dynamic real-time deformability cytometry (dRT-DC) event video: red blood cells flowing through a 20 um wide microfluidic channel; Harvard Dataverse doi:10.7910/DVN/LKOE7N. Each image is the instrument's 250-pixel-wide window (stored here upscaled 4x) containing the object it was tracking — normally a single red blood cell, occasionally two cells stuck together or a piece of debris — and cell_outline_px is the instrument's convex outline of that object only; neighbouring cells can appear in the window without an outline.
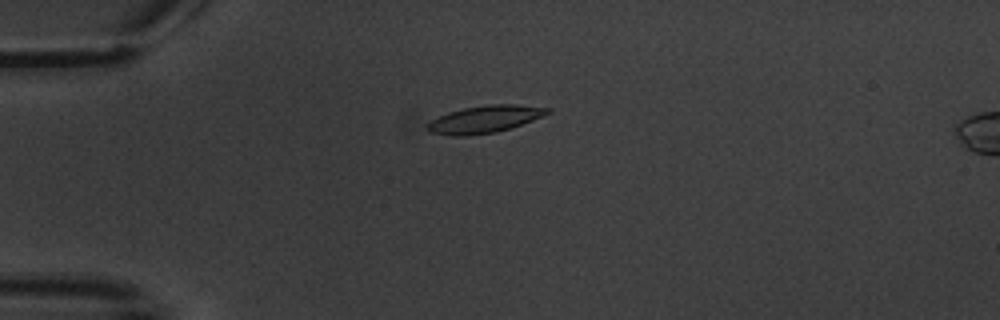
{"species": "common noctule bat (a hibernating species)", "species_latin": "Nyctalus noctula", "temperature_condition": "warm", "stored_images_in_passage": 2, "camera_frame_rate_fps": 3000, "um_per_image_px": 0.085, "animal": {"sex": "male", "body_mass_g": 20.1, "forearm_length_mm": 53.5}, "frame": {"image": 1, "passage_image": 1, "time_ms": 0.0, "image_size_px": [1000, 320], "cell_outline_px": [[552, 112], [532, 120], [496, 132], [464, 136], [452, 136], [428, 132], [424, 128], [424, 124], [448, 112], [464, 108], [488, 104], [516, 104], [552, 108]], "centroid_in_image_um": [41.15, 10.13], "position_along_channel_um": 43.8, "area_um2": 19.13}}